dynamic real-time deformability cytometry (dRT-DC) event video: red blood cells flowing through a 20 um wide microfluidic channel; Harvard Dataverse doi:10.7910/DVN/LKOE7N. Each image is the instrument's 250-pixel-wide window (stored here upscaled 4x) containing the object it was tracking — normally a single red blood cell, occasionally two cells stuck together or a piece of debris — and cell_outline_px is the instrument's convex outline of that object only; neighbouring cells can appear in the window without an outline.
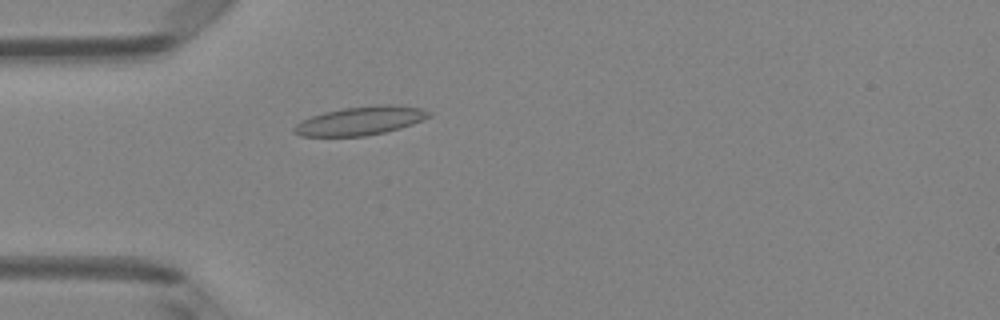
{"species": "Egyptian fruit bat (a non-hibernating species)", "species_latin": "Rousettus aegyptiacus", "temperature_condition": "room temperature", "stored_images_in_passage": 1, "camera_frame_rate_fps": 3000, "um_per_image_px": 0.085, "animal": {"sex": "female"}, "frame": {"image": 1, "passage_image": 1, "time_ms": 0.0, "image_size_px": [1000, 320], "cell_outline_px": [[432, 116], [412, 124], [400, 128], [384, 132], [364, 136], [300, 136], [292, 132], [292, 128], [300, 120], [324, 112], [344, 108], [380, 104], [392, 104], [420, 108], [432, 112]], "centroid_in_image_um": [30.62, 10.26], "position_along_channel_um": 54.4, "area_um2": 22.54}}